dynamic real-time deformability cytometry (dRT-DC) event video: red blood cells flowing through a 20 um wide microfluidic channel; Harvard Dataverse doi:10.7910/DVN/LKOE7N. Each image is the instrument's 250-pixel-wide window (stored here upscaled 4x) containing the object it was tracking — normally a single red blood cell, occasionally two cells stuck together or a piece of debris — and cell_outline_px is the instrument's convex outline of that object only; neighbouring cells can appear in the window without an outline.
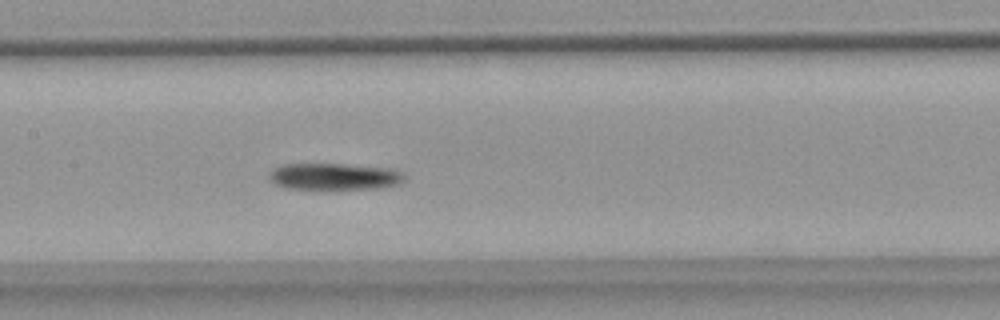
{"species": "common noctule bat (a hibernating species)", "species_latin": "Nyctalus noctula", "temperature_condition": "warm", "stored_images_in_passage": 31, "camera_frame_rate_fps": 3000, "um_per_image_px": 0.085, "animal": {"sex": "female", "body_mass_g": 18.4}, "frame": {"image": 1, "passage_image": 14, "time_ms": 4.333, "image_size_px": [1000, 320], "cell_outline_px": [[404, 180], [400, 184], [380, 188], [324, 192], [316, 192], [284, 188], [276, 184], [268, 176], [268, 172], [272, 168], [284, 164], [344, 164], [392, 168], [404, 172]], "centroid_in_image_um": [28.4, 15.06], "position_along_channel_um": 179.0, "area_um2": 22.48}}
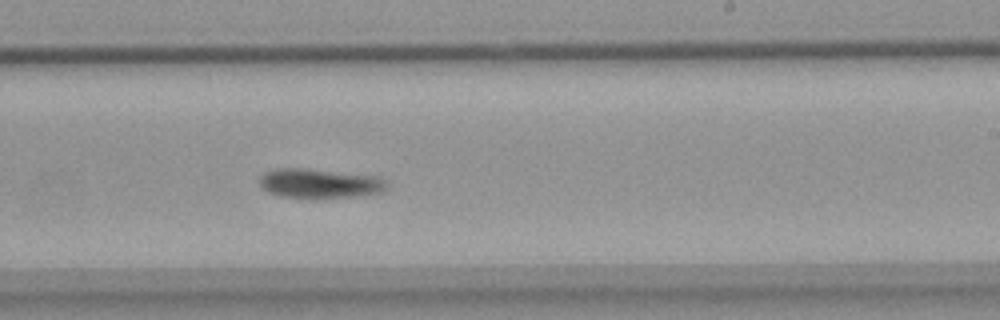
{"frame": {"image": 2, "passage_image": 21, "time_ms": 6.667, "image_size_px": [1000, 320], "cell_outline_px": [[388, 180], [384, 188], [380, 192], [352, 196], [316, 200], [280, 196], [268, 192], [260, 184], [260, 176], [264, 172], [276, 168], [308, 168], [376, 176]], "centroid_in_image_um": [27.12, 15.6], "position_along_channel_um": 261.9, "area_um2": 22.2}}
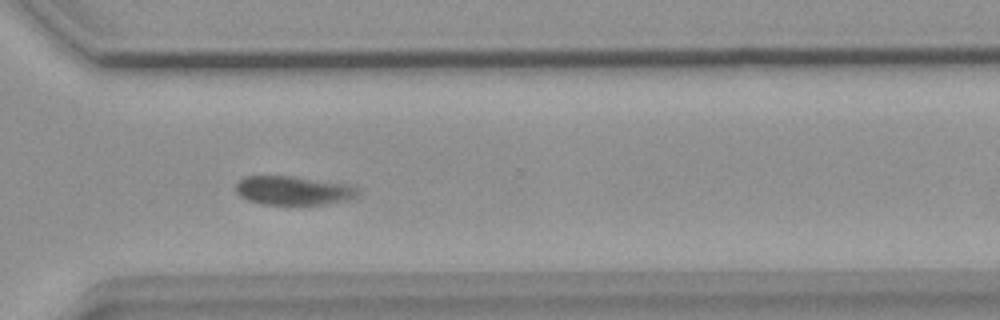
{"frame": {"image": 3, "passage_image": 28, "time_ms": 9.0, "image_size_px": [1000, 320], "cell_outline_px": [[360, 192], [356, 196], [348, 200], [328, 204], [260, 204], [248, 200], [240, 196], [236, 192], [236, 180], [244, 176], [292, 176], [356, 184], [360, 188]], "centroid_in_image_um": [25.0, 16.18], "position_along_channel_um": 345.6, "area_um2": 21.1}, "authors_computed_cell_mechanics": {"area_um2": 22.1952, "velocity_mm_per_s": 3.5639, "shape_relaxation_time_tau1_ms": null, "shape_relaxation_time_tau2_ms": 4.1668, "deformation_change_tau1": null, "deformation_change_tau2": 0.0751}}